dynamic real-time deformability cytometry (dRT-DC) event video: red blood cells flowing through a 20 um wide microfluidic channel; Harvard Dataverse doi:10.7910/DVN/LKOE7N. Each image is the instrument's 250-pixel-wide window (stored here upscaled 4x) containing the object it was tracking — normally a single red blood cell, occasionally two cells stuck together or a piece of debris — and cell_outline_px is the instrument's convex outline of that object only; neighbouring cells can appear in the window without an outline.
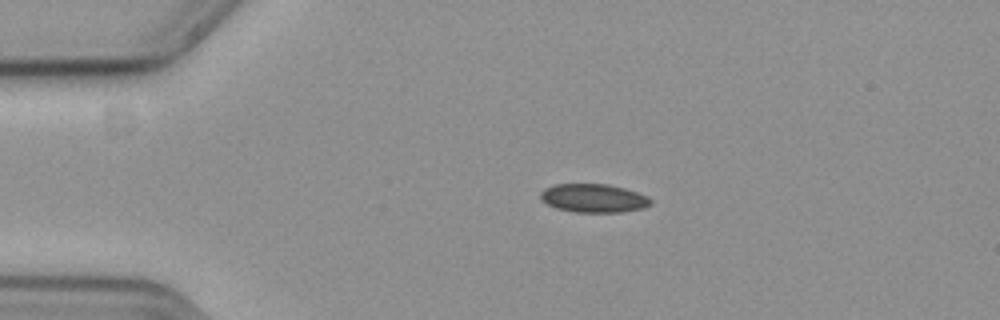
{"species": "common noctule bat (a hibernating species)", "species_latin": "Nyctalus noctula", "temperature_condition": "cold", "stored_images_in_passage": 46, "camera_frame_rate_fps": 3000, "um_per_image_px": 0.085, "animal": {"sex": "female", "body_mass_g": 19.3, "forearm_length_mm": 54.1}, "frame": {"image": 1, "passage_image": 1, "time_ms": 0.0, "image_size_px": [1000, 320], "cell_outline_px": [[652, 204], [644, 208], [620, 212], [572, 212], [556, 208], [540, 200], [540, 192], [544, 188], [556, 184], [608, 184], [624, 188], [648, 196], [652, 200]], "centroid_in_image_um": [50.45, 16.84], "position_along_channel_um": 34.6, "area_um2": 18.44}}
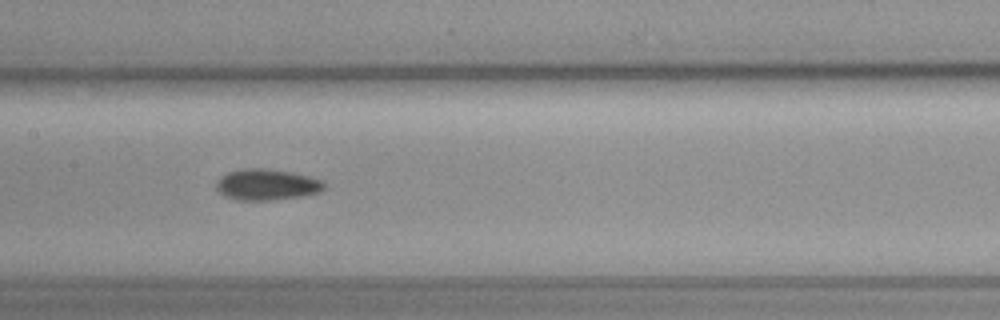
{"frame": {"image": 2, "passage_image": 17, "time_ms": 5.333, "image_size_px": [1000, 320], "cell_outline_px": [[324, 188], [320, 192], [300, 196], [272, 200], [236, 200], [224, 196], [216, 192], [216, 184], [220, 176], [228, 172], [248, 168], [264, 168], [292, 172], [324, 180]], "centroid_in_image_um": [22.65, 15.69], "position_along_channel_um": 184.8, "area_um2": 19.65}}
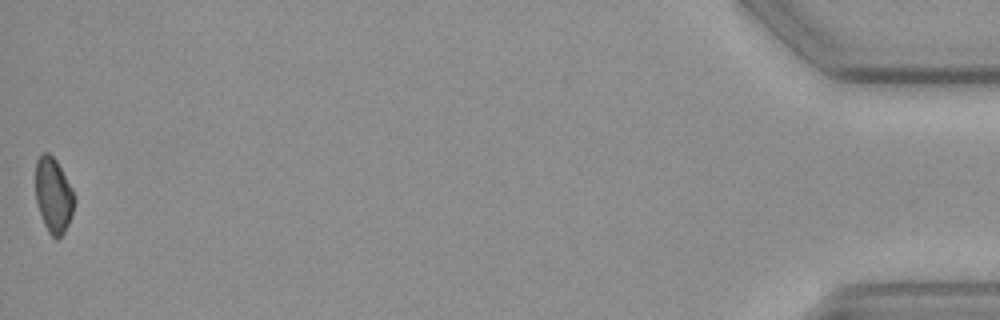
{"frame": {"image": 3, "passage_image": 46, "time_ms": 15.0, "image_size_px": [1000, 320], "cell_outline_px": [[76, 200], [72, 216], [64, 232], [56, 240], [48, 232], [44, 224], [36, 200], [36, 160], [44, 152], [48, 152], [56, 160], [72, 188]], "centroid_in_image_um": [4.56, 16.61], "position_along_channel_um": 430.6, "area_um2": 16.94}, "authors_computed_cell_mechanics": {"area_um2": 18.2648, "velocity_mm_per_s": 3.624, "shape_relaxation_time_tau1_ms": 4.3863, "shape_relaxation_time_tau2_ms": null, "deformation_change_tau1": 0.0531, "deformation_change_tau2": null}}